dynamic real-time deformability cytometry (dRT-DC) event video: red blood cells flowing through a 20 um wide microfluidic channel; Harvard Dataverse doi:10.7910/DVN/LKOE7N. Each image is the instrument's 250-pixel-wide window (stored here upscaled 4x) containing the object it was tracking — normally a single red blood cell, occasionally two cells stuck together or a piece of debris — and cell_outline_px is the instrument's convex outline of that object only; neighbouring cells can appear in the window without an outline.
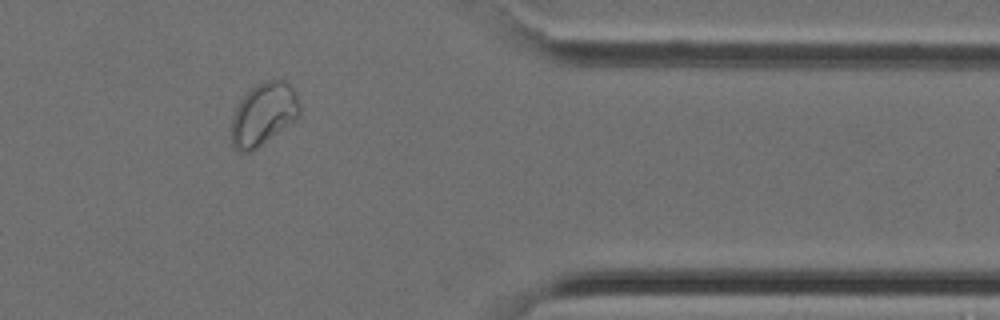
{"species": "Egyptian fruit bat (a non-hibernating species)", "species_latin": "Rousettus aegyptiacus", "temperature_condition": "cold", "stored_images_in_passage": 26, "segment_of_instrument_passage": [1, 2], "camera_frame_rate_fps": 3000, "um_per_image_px": 0.085, "animal": {"sex": "female"}, "frame": {"image": 1, "passage_image": 22, "time_ms": 7.0, "image_size_px": [1000, 320], "cell_outline_px": [[300, 116], [296, 120], [252, 152], [236, 152], [232, 144], [232, 116], [240, 100], [256, 84], [268, 80], [284, 80], [292, 88], [296, 96], [300, 108]], "centroid_in_image_um": [22.39, 9.74], "position_along_channel_um": 389.0, "area_um2": 24.8}}